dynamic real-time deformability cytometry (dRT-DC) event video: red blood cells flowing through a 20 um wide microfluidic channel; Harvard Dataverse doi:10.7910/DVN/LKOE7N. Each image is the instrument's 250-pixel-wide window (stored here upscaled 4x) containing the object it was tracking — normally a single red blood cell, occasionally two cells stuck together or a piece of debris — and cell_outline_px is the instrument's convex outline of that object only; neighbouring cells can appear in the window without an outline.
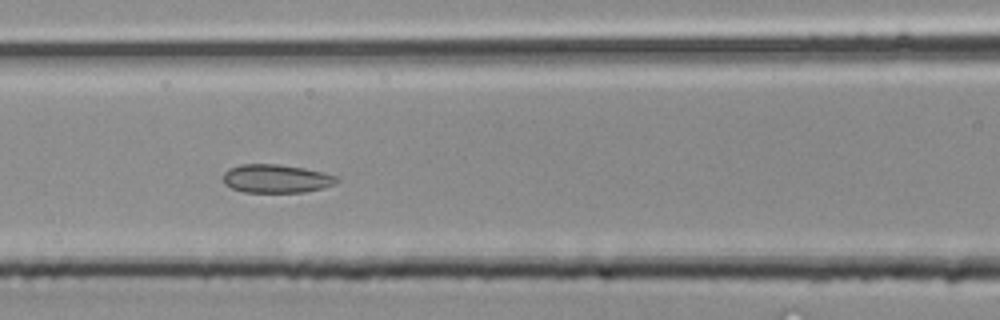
{"species": "common noctule bat (a hibernating species)", "species_latin": "Nyctalus noctula", "temperature_condition": "room temperature", "stored_images_in_passage": 34, "segment_of_instrument_passage": [2, 2], "camera_frame_rate_fps": 3000, "um_per_image_px": 0.085, "animal": {"sex": "male", "body_mass_g": 20.4}, "frame": {"image": 1, "passage_image": 14, "time_ms": 4.333, "image_size_px": [1000, 320], "cell_outline_px": [[340, 180], [336, 184], [324, 188], [304, 192], [244, 192], [232, 188], [224, 184], [220, 180], [224, 172], [228, 168], [240, 164], [280, 164], [304, 168], [324, 172], [336, 176]], "centroid_in_image_um": [23.46, 15.18], "position_along_channel_um": 143.1, "area_um2": 19.19}}
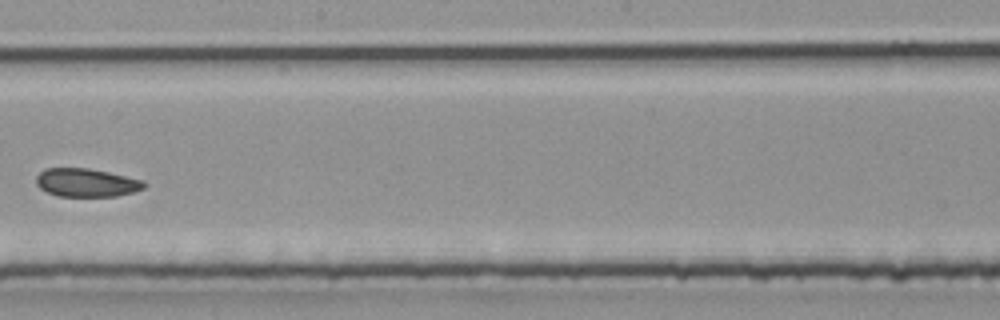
{"frame": {"image": 2, "passage_image": 19, "time_ms": 6.0, "image_size_px": [1000, 320], "cell_outline_px": [[148, 184], [144, 188], [132, 192], [116, 196], [60, 196], [48, 192], [40, 188], [36, 184], [36, 176], [44, 168], [88, 168], [108, 172], [144, 180]], "centroid_in_image_um": [7.35, 15.52], "position_along_channel_um": 240.8, "area_um2": 17.8}}
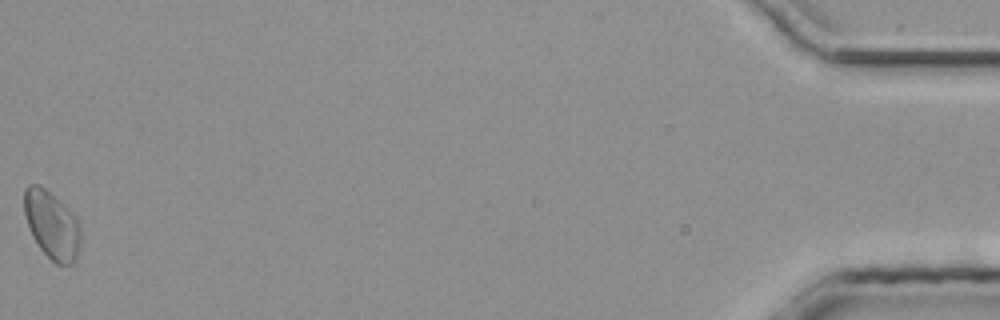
{"frame": {"image": 3, "passage_image": 34, "time_ms": 11.0, "image_size_px": [1000, 320], "cell_outline_px": [[80, 248], [76, 260], [72, 264], [56, 264], [40, 248], [32, 236], [24, 216], [24, 188], [28, 184], [40, 184], [72, 212], [80, 228]], "centroid_in_image_um": [4.39, 19.12], "position_along_channel_um": 430.8, "area_um2": 22.25}}